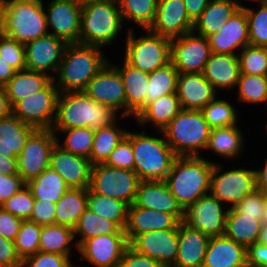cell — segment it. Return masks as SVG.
Instances as JSON below:
<instances>
[{
	"label": "cell",
	"instance_id": "12",
	"mask_svg": "<svg viewBox=\"0 0 267 267\" xmlns=\"http://www.w3.org/2000/svg\"><path fill=\"white\" fill-rule=\"evenodd\" d=\"M56 134L49 129H36L17 157L18 175L27 184L49 167Z\"/></svg>",
	"mask_w": 267,
	"mask_h": 267
},
{
	"label": "cell",
	"instance_id": "43",
	"mask_svg": "<svg viewBox=\"0 0 267 267\" xmlns=\"http://www.w3.org/2000/svg\"><path fill=\"white\" fill-rule=\"evenodd\" d=\"M56 134V144L65 151L90 159L93 147L94 130L88 127H77L71 129H52ZM58 133L65 135L63 143ZM65 133V134H64ZM61 142V143H60Z\"/></svg>",
	"mask_w": 267,
	"mask_h": 267
},
{
	"label": "cell",
	"instance_id": "33",
	"mask_svg": "<svg viewBox=\"0 0 267 267\" xmlns=\"http://www.w3.org/2000/svg\"><path fill=\"white\" fill-rule=\"evenodd\" d=\"M261 226L257 216L240 215L232 207L227 210L223 235L247 249L258 242Z\"/></svg>",
	"mask_w": 267,
	"mask_h": 267
},
{
	"label": "cell",
	"instance_id": "52",
	"mask_svg": "<svg viewBox=\"0 0 267 267\" xmlns=\"http://www.w3.org/2000/svg\"><path fill=\"white\" fill-rule=\"evenodd\" d=\"M104 164L115 168L134 171L135 162L132 151V143L126 136L116 146Z\"/></svg>",
	"mask_w": 267,
	"mask_h": 267
},
{
	"label": "cell",
	"instance_id": "37",
	"mask_svg": "<svg viewBox=\"0 0 267 267\" xmlns=\"http://www.w3.org/2000/svg\"><path fill=\"white\" fill-rule=\"evenodd\" d=\"M73 231L74 239H76V235L80 237L74 241L77 248L85 240L92 237L106 234H125V230L121 229L115 222L97 215L88 207L79 217Z\"/></svg>",
	"mask_w": 267,
	"mask_h": 267
},
{
	"label": "cell",
	"instance_id": "57",
	"mask_svg": "<svg viewBox=\"0 0 267 267\" xmlns=\"http://www.w3.org/2000/svg\"><path fill=\"white\" fill-rule=\"evenodd\" d=\"M24 186L26 183L18 174L4 175L0 173V206Z\"/></svg>",
	"mask_w": 267,
	"mask_h": 267
},
{
	"label": "cell",
	"instance_id": "67",
	"mask_svg": "<svg viewBox=\"0 0 267 267\" xmlns=\"http://www.w3.org/2000/svg\"><path fill=\"white\" fill-rule=\"evenodd\" d=\"M258 242L267 245V226L265 225L261 226Z\"/></svg>",
	"mask_w": 267,
	"mask_h": 267
},
{
	"label": "cell",
	"instance_id": "61",
	"mask_svg": "<svg viewBox=\"0 0 267 267\" xmlns=\"http://www.w3.org/2000/svg\"><path fill=\"white\" fill-rule=\"evenodd\" d=\"M189 18L195 22L206 9L210 0H183Z\"/></svg>",
	"mask_w": 267,
	"mask_h": 267
},
{
	"label": "cell",
	"instance_id": "27",
	"mask_svg": "<svg viewBox=\"0 0 267 267\" xmlns=\"http://www.w3.org/2000/svg\"><path fill=\"white\" fill-rule=\"evenodd\" d=\"M210 237L189 228L183 222L178 225V253L171 267H202Z\"/></svg>",
	"mask_w": 267,
	"mask_h": 267
},
{
	"label": "cell",
	"instance_id": "38",
	"mask_svg": "<svg viewBox=\"0 0 267 267\" xmlns=\"http://www.w3.org/2000/svg\"><path fill=\"white\" fill-rule=\"evenodd\" d=\"M34 199L57 203L70 188L62 176L50 167L26 184Z\"/></svg>",
	"mask_w": 267,
	"mask_h": 267
},
{
	"label": "cell",
	"instance_id": "40",
	"mask_svg": "<svg viewBox=\"0 0 267 267\" xmlns=\"http://www.w3.org/2000/svg\"><path fill=\"white\" fill-rule=\"evenodd\" d=\"M126 129L121 128L116 122L112 126H106L94 131L93 147L90 153L92 165L104 163L116 146L127 134Z\"/></svg>",
	"mask_w": 267,
	"mask_h": 267
},
{
	"label": "cell",
	"instance_id": "24",
	"mask_svg": "<svg viewBox=\"0 0 267 267\" xmlns=\"http://www.w3.org/2000/svg\"><path fill=\"white\" fill-rule=\"evenodd\" d=\"M133 204L172 214L179 222L184 218V210L177 203L165 181H140Z\"/></svg>",
	"mask_w": 267,
	"mask_h": 267
},
{
	"label": "cell",
	"instance_id": "71",
	"mask_svg": "<svg viewBox=\"0 0 267 267\" xmlns=\"http://www.w3.org/2000/svg\"><path fill=\"white\" fill-rule=\"evenodd\" d=\"M237 267H254V265L248 261H245L243 264H241Z\"/></svg>",
	"mask_w": 267,
	"mask_h": 267
},
{
	"label": "cell",
	"instance_id": "49",
	"mask_svg": "<svg viewBox=\"0 0 267 267\" xmlns=\"http://www.w3.org/2000/svg\"><path fill=\"white\" fill-rule=\"evenodd\" d=\"M250 45L267 47V4L259 5L257 11L246 7Z\"/></svg>",
	"mask_w": 267,
	"mask_h": 267
},
{
	"label": "cell",
	"instance_id": "35",
	"mask_svg": "<svg viewBox=\"0 0 267 267\" xmlns=\"http://www.w3.org/2000/svg\"><path fill=\"white\" fill-rule=\"evenodd\" d=\"M53 78L45 73L28 69L16 71L14 76L3 86L11 107L28 95L44 89Z\"/></svg>",
	"mask_w": 267,
	"mask_h": 267
},
{
	"label": "cell",
	"instance_id": "51",
	"mask_svg": "<svg viewBox=\"0 0 267 267\" xmlns=\"http://www.w3.org/2000/svg\"><path fill=\"white\" fill-rule=\"evenodd\" d=\"M0 56L16 71L26 69L25 46L9 36L0 37Z\"/></svg>",
	"mask_w": 267,
	"mask_h": 267
},
{
	"label": "cell",
	"instance_id": "32",
	"mask_svg": "<svg viewBox=\"0 0 267 267\" xmlns=\"http://www.w3.org/2000/svg\"><path fill=\"white\" fill-rule=\"evenodd\" d=\"M182 110L176 93L161 96L148 104L135 118L140 126L152 124L155 130L162 131Z\"/></svg>",
	"mask_w": 267,
	"mask_h": 267
},
{
	"label": "cell",
	"instance_id": "63",
	"mask_svg": "<svg viewBox=\"0 0 267 267\" xmlns=\"http://www.w3.org/2000/svg\"><path fill=\"white\" fill-rule=\"evenodd\" d=\"M16 70L0 56V87H3L15 74Z\"/></svg>",
	"mask_w": 267,
	"mask_h": 267
},
{
	"label": "cell",
	"instance_id": "36",
	"mask_svg": "<svg viewBox=\"0 0 267 267\" xmlns=\"http://www.w3.org/2000/svg\"><path fill=\"white\" fill-rule=\"evenodd\" d=\"M87 208V188H69L56 203L55 224L72 229Z\"/></svg>",
	"mask_w": 267,
	"mask_h": 267
},
{
	"label": "cell",
	"instance_id": "23",
	"mask_svg": "<svg viewBox=\"0 0 267 267\" xmlns=\"http://www.w3.org/2000/svg\"><path fill=\"white\" fill-rule=\"evenodd\" d=\"M176 94L183 110H202L219 92L202 73H179Z\"/></svg>",
	"mask_w": 267,
	"mask_h": 267
},
{
	"label": "cell",
	"instance_id": "70",
	"mask_svg": "<svg viewBox=\"0 0 267 267\" xmlns=\"http://www.w3.org/2000/svg\"><path fill=\"white\" fill-rule=\"evenodd\" d=\"M81 5L86 4L88 2H97V1H106V0H77Z\"/></svg>",
	"mask_w": 267,
	"mask_h": 267
},
{
	"label": "cell",
	"instance_id": "59",
	"mask_svg": "<svg viewBox=\"0 0 267 267\" xmlns=\"http://www.w3.org/2000/svg\"><path fill=\"white\" fill-rule=\"evenodd\" d=\"M22 221V219L0 207V235L3 238L14 241L17 233L19 232Z\"/></svg>",
	"mask_w": 267,
	"mask_h": 267
},
{
	"label": "cell",
	"instance_id": "2",
	"mask_svg": "<svg viewBox=\"0 0 267 267\" xmlns=\"http://www.w3.org/2000/svg\"><path fill=\"white\" fill-rule=\"evenodd\" d=\"M102 50V47L95 45L67 44L53 79L59 92L83 91L109 61Z\"/></svg>",
	"mask_w": 267,
	"mask_h": 267
},
{
	"label": "cell",
	"instance_id": "54",
	"mask_svg": "<svg viewBox=\"0 0 267 267\" xmlns=\"http://www.w3.org/2000/svg\"><path fill=\"white\" fill-rule=\"evenodd\" d=\"M266 197L263 191L256 189L253 193L247 194L233 208L240 215L257 216V219L261 221Z\"/></svg>",
	"mask_w": 267,
	"mask_h": 267
},
{
	"label": "cell",
	"instance_id": "69",
	"mask_svg": "<svg viewBox=\"0 0 267 267\" xmlns=\"http://www.w3.org/2000/svg\"><path fill=\"white\" fill-rule=\"evenodd\" d=\"M261 223L262 225L267 226V197H266L265 204H264V211H263Z\"/></svg>",
	"mask_w": 267,
	"mask_h": 267
},
{
	"label": "cell",
	"instance_id": "66",
	"mask_svg": "<svg viewBox=\"0 0 267 267\" xmlns=\"http://www.w3.org/2000/svg\"><path fill=\"white\" fill-rule=\"evenodd\" d=\"M5 12V0H0V37L3 36Z\"/></svg>",
	"mask_w": 267,
	"mask_h": 267
},
{
	"label": "cell",
	"instance_id": "56",
	"mask_svg": "<svg viewBox=\"0 0 267 267\" xmlns=\"http://www.w3.org/2000/svg\"><path fill=\"white\" fill-rule=\"evenodd\" d=\"M116 267H164L156 259L137 253L128 246Z\"/></svg>",
	"mask_w": 267,
	"mask_h": 267
},
{
	"label": "cell",
	"instance_id": "11",
	"mask_svg": "<svg viewBox=\"0 0 267 267\" xmlns=\"http://www.w3.org/2000/svg\"><path fill=\"white\" fill-rule=\"evenodd\" d=\"M59 90L52 80L44 89L28 95L12 107V113L36 129L52 130Z\"/></svg>",
	"mask_w": 267,
	"mask_h": 267
},
{
	"label": "cell",
	"instance_id": "10",
	"mask_svg": "<svg viewBox=\"0 0 267 267\" xmlns=\"http://www.w3.org/2000/svg\"><path fill=\"white\" fill-rule=\"evenodd\" d=\"M222 168V165L214 163L211 172L210 193L222 204H227V208H232L247 194L253 193L257 189L255 169L231 168L221 172Z\"/></svg>",
	"mask_w": 267,
	"mask_h": 267
},
{
	"label": "cell",
	"instance_id": "28",
	"mask_svg": "<svg viewBox=\"0 0 267 267\" xmlns=\"http://www.w3.org/2000/svg\"><path fill=\"white\" fill-rule=\"evenodd\" d=\"M245 261L246 248L222 235L210 237L202 267H237Z\"/></svg>",
	"mask_w": 267,
	"mask_h": 267
},
{
	"label": "cell",
	"instance_id": "31",
	"mask_svg": "<svg viewBox=\"0 0 267 267\" xmlns=\"http://www.w3.org/2000/svg\"><path fill=\"white\" fill-rule=\"evenodd\" d=\"M237 10L239 8L235 0H210L194 22L193 32L204 37L217 33Z\"/></svg>",
	"mask_w": 267,
	"mask_h": 267
},
{
	"label": "cell",
	"instance_id": "29",
	"mask_svg": "<svg viewBox=\"0 0 267 267\" xmlns=\"http://www.w3.org/2000/svg\"><path fill=\"white\" fill-rule=\"evenodd\" d=\"M119 71L126 94V117L133 119L144 109L149 73L136 69L123 60L122 65L113 64Z\"/></svg>",
	"mask_w": 267,
	"mask_h": 267
},
{
	"label": "cell",
	"instance_id": "4",
	"mask_svg": "<svg viewBox=\"0 0 267 267\" xmlns=\"http://www.w3.org/2000/svg\"><path fill=\"white\" fill-rule=\"evenodd\" d=\"M142 131H127L126 137L132 143L134 172L141 181H164L175 159L178 157L163 137L148 135ZM157 136V137H156Z\"/></svg>",
	"mask_w": 267,
	"mask_h": 267
},
{
	"label": "cell",
	"instance_id": "39",
	"mask_svg": "<svg viewBox=\"0 0 267 267\" xmlns=\"http://www.w3.org/2000/svg\"><path fill=\"white\" fill-rule=\"evenodd\" d=\"M73 240L74 231L70 227L57 224L42 226L39 251L70 257L71 248L78 249Z\"/></svg>",
	"mask_w": 267,
	"mask_h": 267
},
{
	"label": "cell",
	"instance_id": "8",
	"mask_svg": "<svg viewBox=\"0 0 267 267\" xmlns=\"http://www.w3.org/2000/svg\"><path fill=\"white\" fill-rule=\"evenodd\" d=\"M124 61L143 72L152 73L171 62V39L143 29L144 35L135 37L133 28H128Z\"/></svg>",
	"mask_w": 267,
	"mask_h": 267
},
{
	"label": "cell",
	"instance_id": "50",
	"mask_svg": "<svg viewBox=\"0 0 267 267\" xmlns=\"http://www.w3.org/2000/svg\"><path fill=\"white\" fill-rule=\"evenodd\" d=\"M34 201L31 190L26 185L0 207L22 220H30Z\"/></svg>",
	"mask_w": 267,
	"mask_h": 267
},
{
	"label": "cell",
	"instance_id": "17",
	"mask_svg": "<svg viewBox=\"0 0 267 267\" xmlns=\"http://www.w3.org/2000/svg\"><path fill=\"white\" fill-rule=\"evenodd\" d=\"M128 246L126 234H106L85 240L77 251L92 266L116 267Z\"/></svg>",
	"mask_w": 267,
	"mask_h": 267
},
{
	"label": "cell",
	"instance_id": "13",
	"mask_svg": "<svg viewBox=\"0 0 267 267\" xmlns=\"http://www.w3.org/2000/svg\"><path fill=\"white\" fill-rule=\"evenodd\" d=\"M83 92L94 101L121 111L120 117H126V94L124 83L118 69L111 61L87 83Z\"/></svg>",
	"mask_w": 267,
	"mask_h": 267
},
{
	"label": "cell",
	"instance_id": "5",
	"mask_svg": "<svg viewBox=\"0 0 267 267\" xmlns=\"http://www.w3.org/2000/svg\"><path fill=\"white\" fill-rule=\"evenodd\" d=\"M123 25L117 0L83 4L79 43L104 48L116 41Z\"/></svg>",
	"mask_w": 267,
	"mask_h": 267
},
{
	"label": "cell",
	"instance_id": "20",
	"mask_svg": "<svg viewBox=\"0 0 267 267\" xmlns=\"http://www.w3.org/2000/svg\"><path fill=\"white\" fill-rule=\"evenodd\" d=\"M193 26L183 0H158L156 17L149 30L173 39L192 32Z\"/></svg>",
	"mask_w": 267,
	"mask_h": 267
},
{
	"label": "cell",
	"instance_id": "30",
	"mask_svg": "<svg viewBox=\"0 0 267 267\" xmlns=\"http://www.w3.org/2000/svg\"><path fill=\"white\" fill-rule=\"evenodd\" d=\"M36 128L23 123L13 113L0 119V155L18 157Z\"/></svg>",
	"mask_w": 267,
	"mask_h": 267
},
{
	"label": "cell",
	"instance_id": "62",
	"mask_svg": "<svg viewBox=\"0 0 267 267\" xmlns=\"http://www.w3.org/2000/svg\"><path fill=\"white\" fill-rule=\"evenodd\" d=\"M0 173H3L4 175L18 174L17 157L0 155Z\"/></svg>",
	"mask_w": 267,
	"mask_h": 267
},
{
	"label": "cell",
	"instance_id": "58",
	"mask_svg": "<svg viewBox=\"0 0 267 267\" xmlns=\"http://www.w3.org/2000/svg\"><path fill=\"white\" fill-rule=\"evenodd\" d=\"M0 267H22V260L18 256L14 241L0 235Z\"/></svg>",
	"mask_w": 267,
	"mask_h": 267
},
{
	"label": "cell",
	"instance_id": "44",
	"mask_svg": "<svg viewBox=\"0 0 267 267\" xmlns=\"http://www.w3.org/2000/svg\"><path fill=\"white\" fill-rule=\"evenodd\" d=\"M122 20L135 23L140 29H149L156 17L158 0H117ZM128 20V21H127ZM131 20V21H130Z\"/></svg>",
	"mask_w": 267,
	"mask_h": 267
},
{
	"label": "cell",
	"instance_id": "15",
	"mask_svg": "<svg viewBox=\"0 0 267 267\" xmlns=\"http://www.w3.org/2000/svg\"><path fill=\"white\" fill-rule=\"evenodd\" d=\"M207 37L193 31L171 39V63L178 73H202L211 55Z\"/></svg>",
	"mask_w": 267,
	"mask_h": 267
},
{
	"label": "cell",
	"instance_id": "26",
	"mask_svg": "<svg viewBox=\"0 0 267 267\" xmlns=\"http://www.w3.org/2000/svg\"><path fill=\"white\" fill-rule=\"evenodd\" d=\"M202 74L217 91L236 90L241 74L238 55L211 53Z\"/></svg>",
	"mask_w": 267,
	"mask_h": 267
},
{
	"label": "cell",
	"instance_id": "22",
	"mask_svg": "<svg viewBox=\"0 0 267 267\" xmlns=\"http://www.w3.org/2000/svg\"><path fill=\"white\" fill-rule=\"evenodd\" d=\"M49 167L60 174L70 188H89L92 164L90 160L55 144Z\"/></svg>",
	"mask_w": 267,
	"mask_h": 267
},
{
	"label": "cell",
	"instance_id": "65",
	"mask_svg": "<svg viewBox=\"0 0 267 267\" xmlns=\"http://www.w3.org/2000/svg\"><path fill=\"white\" fill-rule=\"evenodd\" d=\"M12 113V107L9 98L6 95L4 87H0V119Z\"/></svg>",
	"mask_w": 267,
	"mask_h": 267
},
{
	"label": "cell",
	"instance_id": "14",
	"mask_svg": "<svg viewBox=\"0 0 267 267\" xmlns=\"http://www.w3.org/2000/svg\"><path fill=\"white\" fill-rule=\"evenodd\" d=\"M227 206L211 193L199 198L184 210L183 223L189 228L201 231L208 237L222 236L225 231Z\"/></svg>",
	"mask_w": 267,
	"mask_h": 267
},
{
	"label": "cell",
	"instance_id": "7",
	"mask_svg": "<svg viewBox=\"0 0 267 267\" xmlns=\"http://www.w3.org/2000/svg\"><path fill=\"white\" fill-rule=\"evenodd\" d=\"M43 0H5L3 35L23 44L49 34Z\"/></svg>",
	"mask_w": 267,
	"mask_h": 267
},
{
	"label": "cell",
	"instance_id": "41",
	"mask_svg": "<svg viewBox=\"0 0 267 267\" xmlns=\"http://www.w3.org/2000/svg\"><path fill=\"white\" fill-rule=\"evenodd\" d=\"M87 207L97 215L115 222L121 229H125L128 205L123 201L94 193L87 188Z\"/></svg>",
	"mask_w": 267,
	"mask_h": 267
},
{
	"label": "cell",
	"instance_id": "47",
	"mask_svg": "<svg viewBox=\"0 0 267 267\" xmlns=\"http://www.w3.org/2000/svg\"><path fill=\"white\" fill-rule=\"evenodd\" d=\"M42 226L30 220H23L14 240L18 256L24 258L34 255L39 251V239Z\"/></svg>",
	"mask_w": 267,
	"mask_h": 267
},
{
	"label": "cell",
	"instance_id": "34",
	"mask_svg": "<svg viewBox=\"0 0 267 267\" xmlns=\"http://www.w3.org/2000/svg\"><path fill=\"white\" fill-rule=\"evenodd\" d=\"M244 133H242L240 127L237 125L226 126L220 128H214L211 130L207 147L205 151L215 153L223 159L228 161L233 158H237L242 155L244 150Z\"/></svg>",
	"mask_w": 267,
	"mask_h": 267
},
{
	"label": "cell",
	"instance_id": "55",
	"mask_svg": "<svg viewBox=\"0 0 267 267\" xmlns=\"http://www.w3.org/2000/svg\"><path fill=\"white\" fill-rule=\"evenodd\" d=\"M56 203L35 199L30 221L46 226L55 224Z\"/></svg>",
	"mask_w": 267,
	"mask_h": 267
},
{
	"label": "cell",
	"instance_id": "46",
	"mask_svg": "<svg viewBox=\"0 0 267 267\" xmlns=\"http://www.w3.org/2000/svg\"><path fill=\"white\" fill-rule=\"evenodd\" d=\"M201 112L212 129L237 125L239 116L237 109L230 101L215 98ZM238 117V118H237Z\"/></svg>",
	"mask_w": 267,
	"mask_h": 267
},
{
	"label": "cell",
	"instance_id": "6",
	"mask_svg": "<svg viewBox=\"0 0 267 267\" xmlns=\"http://www.w3.org/2000/svg\"><path fill=\"white\" fill-rule=\"evenodd\" d=\"M212 128L201 110H181L162 130L178 157L200 156L207 147Z\"/></svg>",
	"mask_w": 267,
	"mask_h": 267
},
{
	"label": "cell",
	"instance_id": "53",
	"mask_svg": "<svg viewBox=\"0 0 267 267\" xmlns=\"http://www.w3.org/2000/svg\"><path fill=\"white\" fill-rule=\"evenodd\" d=\"M70 257L38 251L22 260V267H71Z\"/></svg>",
	"mask_w": 267,
	"mask_h": 267
},
{
	"label": "cell",
	"instance_id": "9",
	"mask_svg": "<svg viewBox=\"0 0 267 267\" xmlns=\"http://www.w3.org/2000/svg\"><path fill=\"white\" fill-rule=\"evenodd\" d=\"M140 181L134 171L99 163L92 165L89 189L130 206L134 203Z\"/></svg>",
	"mask_w": 267,
	"mask_h": 267
},
{
	"label": "cell",
	"instance_id": "60",
	"mask_svg": "<svg viewBox=\"0 0 267 267\" xmlns=\"http://www.w3.org/2000/svg\"><path fill=\"white\" fill-rule=\"evenodd\" d=\"M247 261L254 266L267 267V245L260 242L251 244L246 249Z\"/></svg>",
	"mask_w": 267,
	"mask_h": 267
},
{
	"label": "cell",
	"instance_id": "42",
	"mask_svg": "<svg viewBox=\"0 0 267 267\" xmlns=\"http://www.w3.org/2000/svg\"><path fill=\"white\" fill-rule=\"evenodd\" d=\"M178 74V70L171 62L165 67L149 73L148 88L144 98V108L161 96L176 93Z\"/></svg>",
	"mask_w": 267,
	"mask_h": 267
},
{
	"label": "cell",
	"instance_id": "21",
	"mask_svg": "<svg viewBox=\"0 0 267 267\" xmlns=\"http://www.w3.org/2000/svg\"><path fill=\"white\" fill-rule=\"evenodd\" d=\"M207 38L212 53L238 55L239 51L250 44L245 10H237L219 32Z\"/></svg>",
	"mask_w": 267,
	"mask_h": 267
},
{
	"label": "cell",
	"instance_id": "18",
	"mask_svg": "<svg viewBox=\"0 0 267 267\" xmlns=\"http://www.w3.org/2000/svg\"><path fill=\"white\" fill-rule=\"evenodd\" d=\"M24 46L26 69L45 73L54 79L53 74L56 75L58 71L67 43L47 34L25 43Z\"/></svg>",
	"mask_w": 267,
	"mask_h": 267
},
{
	"label": "cell",
	"instance_id": "16",
	"mask_svg": "<svg viewBox=\"0 0 267 267\" xmlns=\"http://www.w3.org/2000/svg\"><path fill=\"white\" fill-rule=\"evenodd\" d=\"M46 5L47 28L52 29L49 34L67 44L79 43L82 5L77 0H51Z\"/></svg>",
	"mask_w": 267,
	"mask_h": 267
},
{
	"label": "cell",
	"instance_id": "19",
	"mask_svg": "<svg viewBox=\"0 0 267 267\" xmlns=\"http://www.w3.org/2000/svg\"><path fill=\"white\" fill-rule=\"evenodd\" d=\"M129 246L137 253L171 267L178 253V229L149 231L136 235Z\"/></svg>",
	"mask_w": 267,
	"mask_h": 267
},
{
	"label": "cell",
	"instance_id": "48",
	"mask_svg": "<svg viewBox=\"0 0 267 267\" xmlns=\"http://www.w3.org/2000/svg\"><path fill=\"white\" fill-rule=\"evenodd\" d=\"M241 74L267 75V47L247 45L239 53Z\"/></svg>",
	"mask_w": 267,
	"mask_h": 267
},
{
	"label": "cell",
	"instance_id": "3",
	"mask_svg": "<svg viewBox=\"0 0 267 267\" xmlns=\"http://www.w3.org/2000/svg\"><path fill=\"white\" fill-rule=\"evenodd\" d=\"M215 161L203 156L177 157L164 180L183 210L210 193L211 172Z\"/></svg>",
	"mask_w": 267,
	"mask_h": 267
},
{
	"label": "cell",
	"instance_id": "68",
	"mask_svg": "<svg viewBox=\"0 0 267 267\" xmlns=\"http://www.w3.org/2000/svg\"><path fill=\"white\" fill-rule=\"evenodd\" d=\"M239 9H245L246 6L241 4V0H235ZM248 1V0H247ZM251 2L258 3L257 5L267 4V0H250Z\"/></svg>",
	"mask_w": 267,
	"mask_h": 267
},
{
	"label": "cell",
	"instance_id": "25",
	"mask_svg": "<svg viewBox=\"0 0 267 267\" xmlns=\"http://www.w3.org/2000/svg\"><path fill=\"white\" fill-rule=\"evenodd\" d=\"M179 223L172 214L132 204L128 206L127 224L124 230L130 242L136 235L144 232L178 229Z\"/></svg>",
	"mask_w": 267,
	"mask_h": 267
},
{
	"label": "cell",
	"instance_id": "45",
	"mask_svg": "<svg viewBox=\"0 0 267 267\" xmlns=\"http://www.w3.org/2000/svg\"><path fill=\"white\" fill-rule=\"evenodd\" d=\"M236 88L239 102L267 105V75L240 74Z\"/></svg>",
	"mask_w": 267,
	"mask_h": 267
},
{
	"label": "cell",
	"instance_id": "64",
	"mask_svg": "<svg viewBox=\"0 0 267 267\" xmlns=\"http://www.w3.org/2000/svg\"><path fill=\"white\" fill-rule=\"evenodd\" d=\"M263 168L256 169V186L257 190L263 191L267 195V158L264 161Z\"/></svg>",
	"mask_w": 267,
	"mask_h": 267
},
{
	"label": "cell",
	"instance_id": "72",
	"mask_svg": "<svg viewBox=\"0 0 267 267\" xmlns=\"http://www.w3.org/2000/svg\"><path fill=\"white\" fill-rule=\"evenodd\" d=\"M71 267H81V265H75V266H74V265H72Z\"/></svg>",
	"mask_w": 267,
	"mask_h": 267
},
{
	"label": "cell",
	"instance_id": "1",
	"mask_svg": "<svg viewBox=\"0 0 267 267\" xmlns=\"http://www.w3.org/2000/svg\"><path fill=\"white\" fill-rule=\"evenodd\" d=\"M114 109L91 99L83 91L59 93L56 117L52 129H71L88 127L98 130L117 122L118 114Z\"/></svg>",
	"mask_w": 267,
	"mask_h": 267
}]
</instances>
